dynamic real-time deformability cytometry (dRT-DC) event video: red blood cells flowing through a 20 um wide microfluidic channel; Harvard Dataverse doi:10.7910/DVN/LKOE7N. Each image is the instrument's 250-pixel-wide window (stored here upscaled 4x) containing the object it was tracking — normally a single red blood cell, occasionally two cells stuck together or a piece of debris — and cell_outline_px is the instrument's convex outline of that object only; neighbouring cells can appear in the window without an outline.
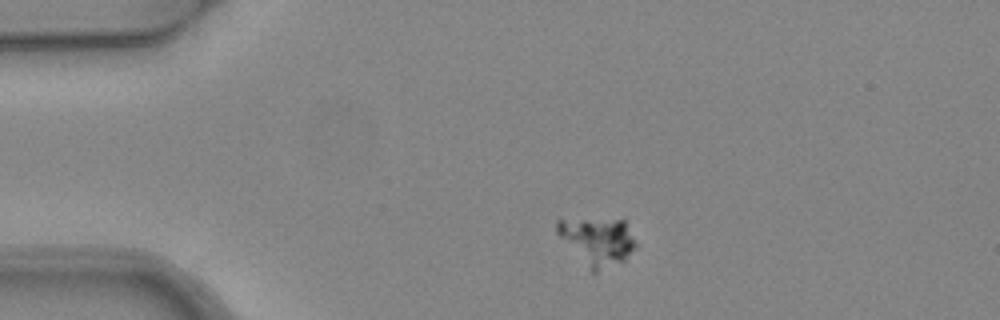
{"species": "common noctule bat (a hibernating species)", "species_latin": "Nyctalus noctula", "temperature_condition": "warm", "stored_images_in_passage": 4, "camera_frame_rate_fps": 3000, "um_per_image_px": 0.085, "animal": {"sex": "female", "body_mass_g": 24.6, "forearm_length_mm": 56.2}, "frame": {"image": 1, "passage_image": 1, "time_ms": 0.0, "image_size_px": [1000, 320], "cell_outline_px": [[636, 248], [624, 260], [596, 272], [592, 272], [556, 232], [556, 220], [624, 216], [636, 244]], "centroid_in_image_um": [50.82, 20.41], "position_along_channel_um": 34.2, "area_um2": 22.2}}
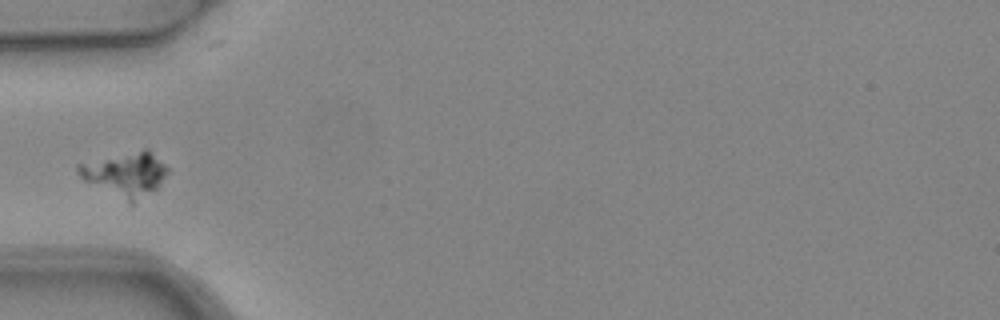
{"frame": {"image": 2, "passage_image": 3, "time_ms": 0.667, "image_size_px": [1000, 320], "cell_outline_px": [[168, 172], [156, 188], [132, 204], [128, 204], [84, 180], [76, 172], [76, 164], [144, 148], [148, 148], [168, 168]], "centroid_in_image_um": [10.63, 14.8], "position_along_channel_um": 74.4, "area_um2": 22.95}}